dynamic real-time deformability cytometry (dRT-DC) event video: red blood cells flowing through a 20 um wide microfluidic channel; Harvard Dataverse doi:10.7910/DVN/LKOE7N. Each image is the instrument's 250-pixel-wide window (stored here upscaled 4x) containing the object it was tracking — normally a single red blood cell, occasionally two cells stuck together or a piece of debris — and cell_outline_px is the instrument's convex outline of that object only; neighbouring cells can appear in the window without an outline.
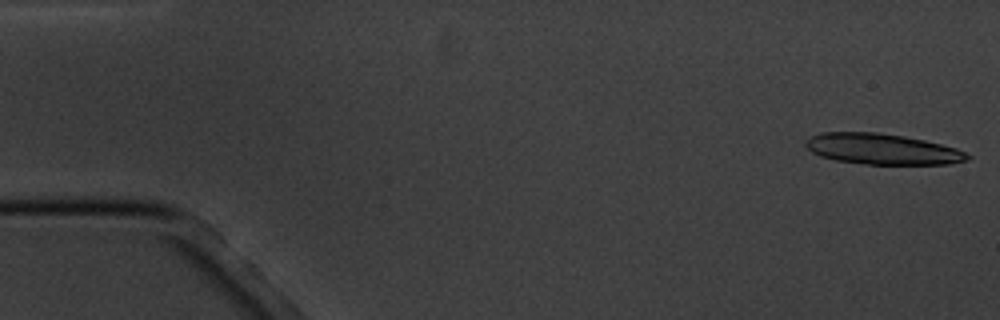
{"species": "common noctule bat (a hibernating species)", "species_latin": "Nyctalus noctula", "temperature_condition": "cold", "stored_images_in_passage": 12, "camera_frame_rate_fps": 3000, "um_per_image_px": 0.085, "animal": {"sex": "male", "body_mass_g": 20.1, "forearm_length_mm": 53.5}, "frame": {"image": 1, "passage_image": 1, "time_ms": 0.0, "image_size_px": [1000, 320], "cell_outline_px": [[972, 156], [968, 160], [948, 164], [864, 164], [836, 160], [820, 156], [812, 152], [804, 144], [804, 140], [820, 132], [876, 132], [904, 136], [924, 140], [956, 148]], "centroid_in_image_um": [74.96, 12.67], "position_along_channel_um": 10.0, "area_um2": 28.96}}
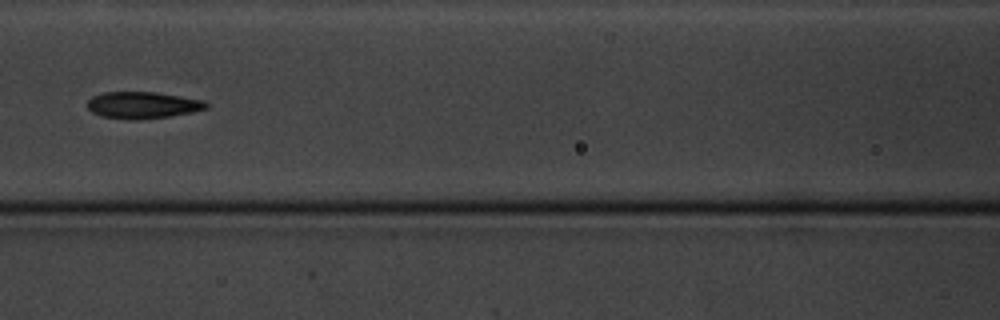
{"frame": {"image": 2, "passage_image": 8, "time_ms": 8.0, "image_size_px": [1000, 320], "cell_outline_px": [[208, 108], [192, 112], [168, 116], [140, 120], [128, 120], [100, 116], [92, 112], [88, 108], [88, 100], [92, 96], [104, 92], [152, 92], [180, 96], [204, 100], [208, 104]], "centroid_in_image_um": [12.11, 8.94], "position_along_channel_um": 154.5, "area_um2": 18.55}}
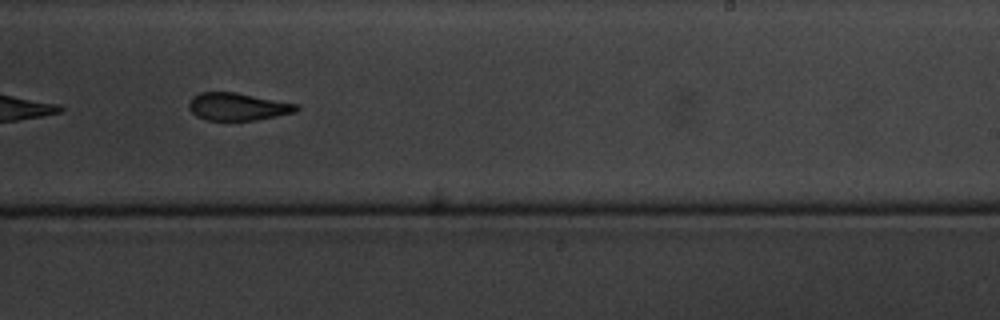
{"frame": {"image": 3, "passage_image": 11, "time_ms": 11.333, "image_size_px": [1000, 320], "cell_outline_px": [[300, 108], [296, 112], [256, 120], [204, 120], [196, 116], [188, 108], [188, 104], [192, 96], [200, 92], [236, 92], [300, 104]], "centroid_in_image_um": [20.21, 9.06], "position_along_channel_um": 268.8, "area_um2": 17.51}}